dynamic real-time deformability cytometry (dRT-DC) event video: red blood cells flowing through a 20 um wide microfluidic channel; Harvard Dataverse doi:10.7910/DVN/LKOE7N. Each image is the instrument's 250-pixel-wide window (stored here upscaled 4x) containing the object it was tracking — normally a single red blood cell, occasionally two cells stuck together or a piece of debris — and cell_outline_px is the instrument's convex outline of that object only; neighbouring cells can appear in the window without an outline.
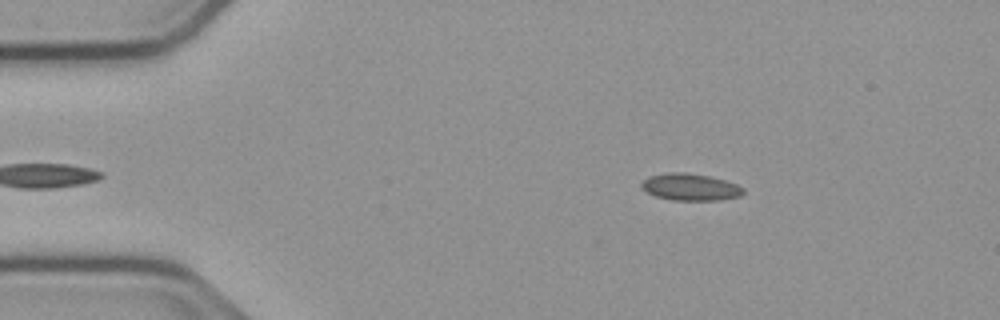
{"species": "common noctule bat (a hibernating species)", "species_latin": "Nyctalus noctula", "temperature_condition": "cold", "stored_images_in_passage": 54, "camera_frame_rate_fps": 3000, "um_per_image_px": 0.085, "animal": {"sex": "male", "body_mass_g": 23.1, "forearm_length_mm": 52.7}, "frame": {"image": 1, "passage_image": 8, "time_ms": 2.333, "image_size_px": [1000, 320], "cell_outline_px": [[744, 192], [740, 196], [720, 200], [672, 200], [656, 196], [640, 188], [640, 184], [648, 176], [672, 172], [684, 172], [708, 176], [724, 180], [736, 184], [744, 188]], "centroid_in_image_um": [58.67, 15.9], "position_along_channel_um": 26.3, "area_um2": 15.9}}
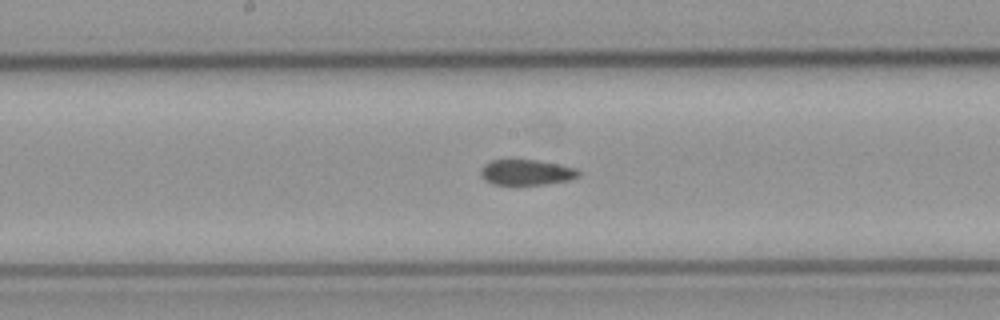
{"frame": {"image": 2, "passage_image": 27, "time_ms": 8.667, "image_size_px": [1000, 320], "cell_outline_px": [[580, 176], [568, 180], [544, 184], [492, 184], [484, 180], [480, 176], [480, 172], [484, 164], [492, 160], [536, 160], [576, 168], [580, 172]], "centroid_in_image_um": [44.72, 14.65], "position_along_channel_um": 203.5, "area_um2": 14.39}}
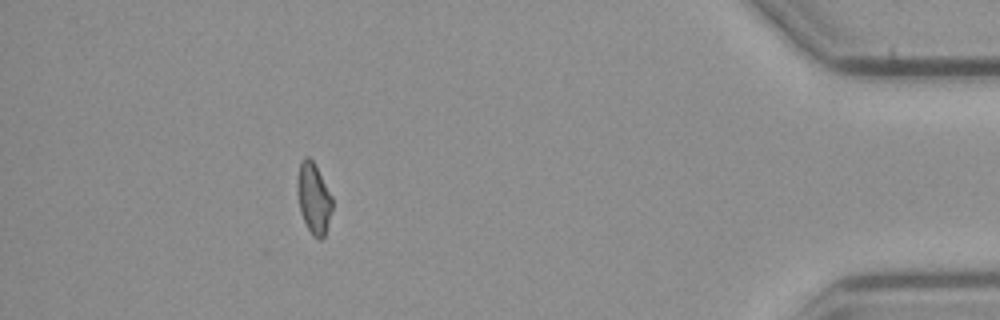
{"frame": {"image": 3, "passage_image": 48, "time_ms": 15.667, "image_size_px": [1000, 320], "cell_outline_px": [[332, 208], [324, 236], [320, 240], [312, 236], [300, 212], [296, 192], [296, 180], [300, 164], [304, 156], [308, 156], [312, 160], [332, 196]], "centroid_in_image_um": [26.63, 16.85], "position_along_channel_um": 408.6, "area_um2": 14.33}, "authors_computed_cell_mechanics": {"area_um2": 15.1725, "velocity_mm_per_s": 3.7704, "shape_relaxation_time_tau1_ms": null, "shape_relaxation_time_tau2_ms": 3.1346, "deformation_change_tau1": null, "deformation_change_tau2": 0.0869}}